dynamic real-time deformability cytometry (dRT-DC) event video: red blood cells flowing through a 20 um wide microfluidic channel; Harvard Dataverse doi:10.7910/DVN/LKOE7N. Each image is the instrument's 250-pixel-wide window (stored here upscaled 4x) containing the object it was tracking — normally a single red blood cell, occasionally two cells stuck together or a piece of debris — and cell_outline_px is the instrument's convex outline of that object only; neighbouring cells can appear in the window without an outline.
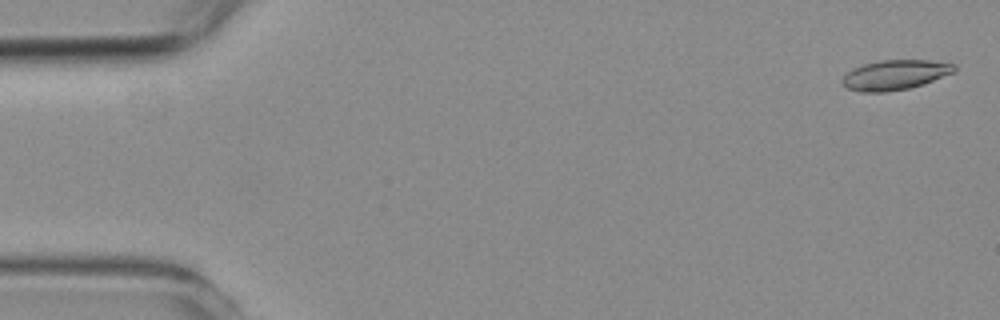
{"species": "common noctule bat (a hibernating species)", "species_latin": "Nyctalus noctula", "temperature_condition": "room temperature", "stored_images_in_passage": 53, "camera_frame_rate_fps": 3000, "um_per_image_px": 0.085, "animal": {"sex": "female", "body_mass_g": 19.3, "forearm_length_mm": 54.1}, "frame": {"image": 1, "passage_image": 2, "time_ms": 0.333, "image_size_px": [1000, 320], "cell_outline_px": [[956, 68], [952, 72], [924, 84], [908, 88], [884, 92], [860, 92], [848, 88], [840, 84], [840, 80], [852, 68], [864, 64], [880, 60], [928, 60], [956, 64]], "centroid_in_image_um": [76.03, 6.36], "position_along_channel_um": 9.0, "area_um2": 19.42}}
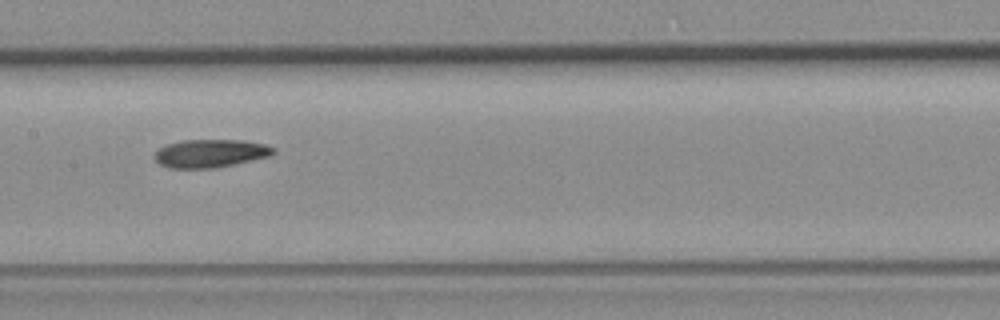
{"frame": {"image": 2, "passage_image": 27, "time_ms": 8.667, "image_size_px": [1000, 320], "cell_outline_px": [[276, 152], [268, 156], [216, 168], [168, 168], [160, 164], [152, 156], [160, 148], [168, 144], [180, 140], [244, 140], [264, 144], [276, 148]], "centroid_in_image_um": [17.87, 13.03], "position_along_channel_um": 189.5, "area_um2": 19.42}}
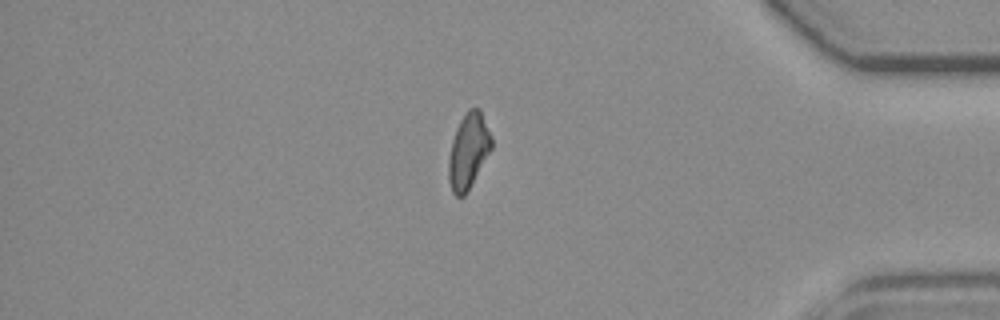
{"frame": {"image": 3, "passage_image": 46, "time_ms": 15.0, "image_size_px": [1000, 320], "cell_outline_px": [[492, 148], [464, 196], [456, 196], [452, 192], [448, 180], [448, 160], [452, 140], [456, 128], [460, 120], [468, 108], [480, 108], [492, 136]], "centroid_in_image_um": [39.81, 12.8], "position_along_channel_um": 395.4, "area_um2": 18.79}, "authors_computed_cell_mechanics": {"area_um2": 19.363, "velocity_mm_per_s": 3.7842, "shape_relaxation_time_tau1_ms": null, "shape_relaxation_time_tau2_ms": 8.6666, "deformation_change_tau1": null, "deformation_change_tau2": 0.1831}}